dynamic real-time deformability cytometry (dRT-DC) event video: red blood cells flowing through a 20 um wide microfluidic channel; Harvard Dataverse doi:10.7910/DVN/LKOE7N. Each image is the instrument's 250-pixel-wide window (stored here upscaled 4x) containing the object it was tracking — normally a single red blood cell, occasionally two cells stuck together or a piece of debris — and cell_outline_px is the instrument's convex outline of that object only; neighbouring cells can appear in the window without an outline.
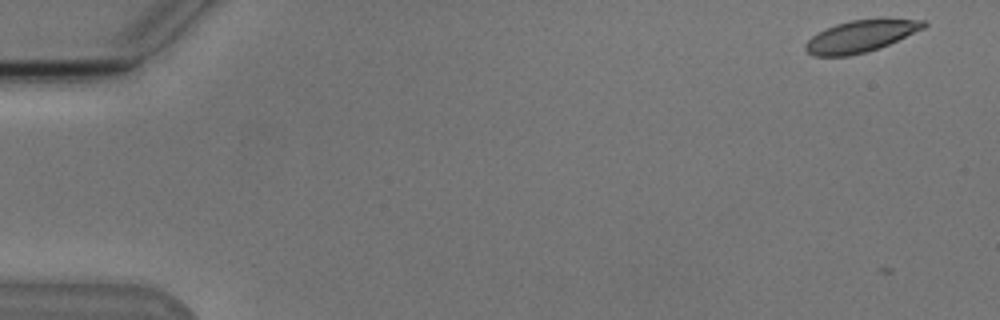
{"species": "Egyptian fruit bat (a non-hibernating species)", "species_latin": "Rousettus aegyptiacus", "temperature_condition": "cold", "stored_images_in_passage": 54, "camera_frame_rate_fps": 3000, "um_per_image_px": 0.085, "animal": {"sex": "male"}, "frame": {"image": 1, "passage_image": 2, "time_ms": 0.333, "image_size_px": [1000, 320], "cell_outline_px": [[928, 24], [924, 28], [888, 44], [864, 52], [848, 56], [816, 56], [808, 52], [804, 48], [804, 44], [812, 36], [836, 24], [852, 20], [924, 20]], "centroid_in_image_um": [73.11, 3.1], "position_along_channel_um": 11.9, "area_um2": 21.1}}
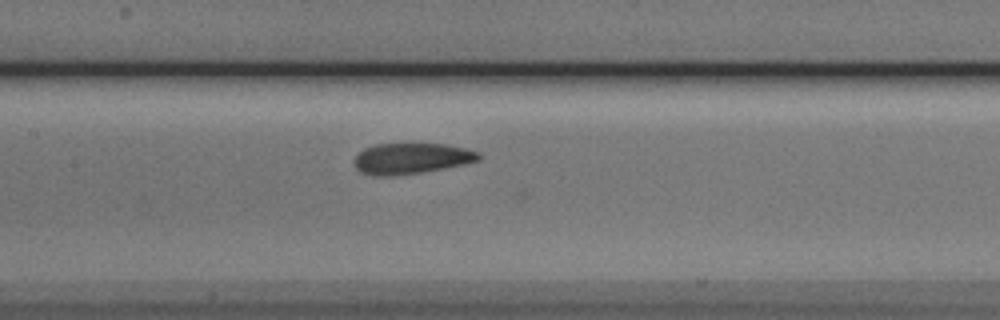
{"frame": {"image": 2, "passage_image": 26, "time_ms": 8.333, "image_size_px": [1000, 320], "cell_outline_px": [[480, 160], [464, 164], [444, 168], [420, 172], [392, 176], [376, 176], [360, 172], [352, 164], [352, 160], [364, 148], [376, 144], [444, 144], [464, 148], [480, 152]], "centroid_in_image_um": [34.92, 13.47], "position_along_channel_um": 172.5, "area_um2": 22.37}}
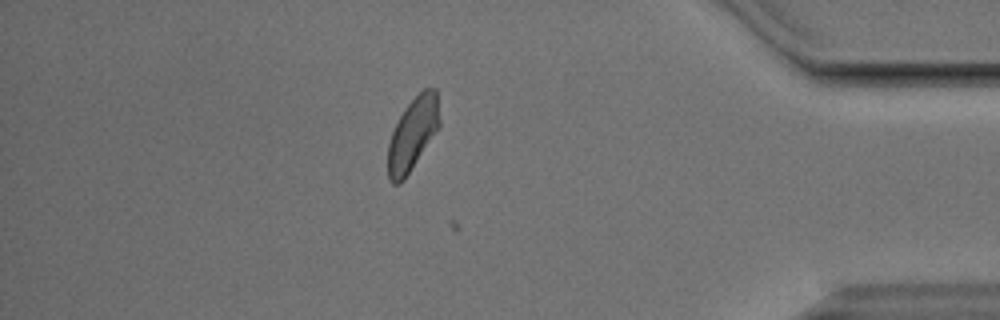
{"frame": {"image": 3, "passage_image": 47, "time_ms": 15.333, "image_size_px": [1000, 320], "cell_outline_px": [[440, 128], [404, 180], [400, 184], [392, 184], [388, 180], [388, 144], [392, 132], [404, 108], [424, 88], [436, 88], [440, 120]], "centroid_in_image_um": [35.09, 11.42], "position_along_channel_um": 400.1, "area_um2": 22.02}}